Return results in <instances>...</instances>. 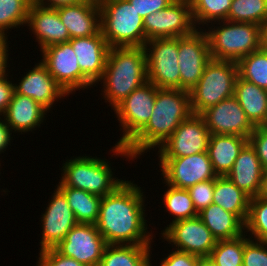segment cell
<instances>
[{"instance_id":"cell-29","label":"cell","mask_w":267,"mask_h":266,"mask_svg":"<svg viewBox=\"0 0 267 266\" xmlns=\"http://www.w3.org/2000/svg\"><path fill=\"white\" fill-rule=\"evenodd\" d=\"M151 245L108 244L98 266H151Z\"/></svg>"},{"instance_id":"cell-37","label":"cell","mask_w":267,"mask_h":266,"mask_svg":"<svg viewBox=\"0 0 267 266\" xmlns=\"http://www.w3.org/2000/svg\"><path fill=\"white\" fill-rule=\"evenodd\" d=\"M246 232H250L251 239L267 242V199L257 196L250 199L245 222Z\"/></svg>"},{"instance_id":"cell-25","label":"cell","mask_w":267,"mask_h":266,"mask_svg":"<svg viewBox=\"0 0 267 266\" xmlns=\"http://www.w3.org/2000/svg\"><path fill=\"white\" fill-rule=\"evenodd\" d=\"M248 138L237 135L212 134L208 144V155L217 176H226L231 170Z\"/></svg>"},{"instance_id":"cell-19","label":"cell","mask_w":267,"mask_h":266,"mask_svg":"<svg viewBox=\"0 0 267 266\" xmlns=\"http://www.w3.org/2000/svg\"><path fill=\"white\" fill-rule=\"evenodd\" d=\"M14 86L16 93L32 98L48 111L58 99L68 96L41 61Z\"/></svg>"},{"instance_id":"cell-26","label":"cell","mask_w":267,"mask_h":266,"mask_svg":"<svg viewBox=\"0 0 267 266\" xmlns=\"http://www.w3.org/2000/svg\"><path fill=\"white\" fill-rule=\"evenodd\" d=\"M234 96L251 124L254 127L262 126L267 117V90L238 76Z\"/></svg>"},{"instance_id":"cell-45","label":"cell","mask_w":267,"mask_h":266,"mask_svg":"<svg viewBox=\"0 0 267 266\" xmlns=\"http://www.w3.org/2000/svg\"><path fill=\"white\" fill-rule=\"evenodd\" d=\"M7 35H3V34H0V76H4V75H7L6 74V70H7V63L9 60H8V51L7 49L8 48V45L7 44L8 42V39H7Z\"/></svg>"},{"instance_id":"cell-11","label":"cell","mask_w":267,"mask_h":266,"mask_svg":"<svg viewBox=\"0 0 267 266\" xmlns=\"http://www.w3.org/2000/svg\"><path fill=\"white\" fill-rule=\"evenodd\" d=\"M143 28L147 41L187 36L197 29L189 0H175L165 9L151 13L143 19Z\"/></svg>"},{"instance_id":"cell-34","label":"cell","mask_w":267,"mask_h":266,"mask_svg":"<svg viewBox=\"0 0 267 266\" xmlns=\"http://www.w3.org/2000/svg\"><path fill=\"white\" fill-rule=\"evenodd\" d=\"M166 185L168 189L164 192L163 202L166 210L174 217L172 222L197 217L198 212L194 207L188 190L176 188L169 184Z\"/></svg>"},{"instance_id":"cell-52","label":"cell","mask_w":267,"mask_h":266,"mask_svg":"<svg viewBox=\"0 0 267 266\" xmlns=\"http://www.w3.org/2000/svg\"><path fill=\"white\" fill-rule=\"evenodd\" d=\"M90 1H93V2H96V3H100L101 0H90Z\"/></svg>"},{"instance_id":"cell-16","label":"cell","mask_w":267,"mask_h":266,"mask_svg":"<svg viewBox=\"0 0 267 266\" xmlns=\"http://www.w3.org/2000/svg\"><path fill=\"white\" fill-rule=\"evenodd\" d=\"M108 244L95 224L77 223L55 249L86 266H98Z\"/></svg>"},{"instance_id":"cell-20","label":"cell","mask_w":267,"mask_h":266,"mask_svg":"<svg viewBox=\"0 0 267 266\" xmlns=\"http://www.w3.org/2000/svg\"><path fill=\"white\" fill-rule=\"evenodd\" d=\"M81 72L94 84L104 73L108 51L110 49L101 31L92 36L72 38L69 40Z\"/></svg>"},{"instance_id":"cell-39","label":"cell","mask_w":267,"mask_h":266,"mask_svg":"<svg viewBox=\"0 0 267 266\" xmlns=\"http://www.w3.org/2000/svg\"><path fill=\"white\" fill-rule=\"evenodd\" d=\"M214 187L215 179H211L197 183L187 189L198 213L213 203Z\"/></svg>"},{"instance_id":"cell-43","label":"cell","mask_w":267,"mask_h":266,"mask_svg":"<svg viewBox=\"0 0 267 266\" xmlns=\"http://www.w3.org/2000/svg\"><path fill=\"white\" fill-rule=\"evenodd\" d=\"M198 258V256L174 249L161 261L160 266H197Z\"/></svg>"},{"instance_id":"cell-48","label":"cell","mask_w":267,"mask_h":266,"mask_svg":"<svg viewBox=\"0 0 267 266\" xmlns=\"http://www.w3.org/2000/svg\"><path fill=\"white\" fill-rule=\"evenodd\" d=\"M257 197L267 199V171H264L262 175L261 186Z\"/></svg>"},{"instance_id":"cell-6","label":"cell","mask_w":267,"mask_h":266,"mask_svg":"<svg viewBox=\"0 0 267 266\" xmlns=\"http://www.w3.org/2000/svg\"><path fill=\"white\" fill-rule=\"evenodd\" d=\"M105 160L86 155L67 160L57 187H74L100 197L113 193L126 180L113 178L110 161Z\"/></svg>"},{"instance_id":"cell-3","label":"cell","mask_w":267,"mask_h":266,"mask_svg":"<svg viewBox=\"0 0 267 266\" xmlns=\"http://www.w3.org/2000/svg\"><path fill=\"white\" fill-rule=\"evenodd\" d=\"M100 81L103 98L113 110L133 90L148 81L145 48L111 47Z\"/></svg>"},{"instance_id":"cell-5","label":"cell","mask_w":267,"mask_h":266,"mask_svg":"<svg viewBox=\"0 0 267 266\" xmlns=\"http://www.w3.org/2000/svg\"><path fill=\"white\" fill-rule=\"evenodd\" d=\"M218 22L216 25L220 26L211 23L210 30H206L211 59L238 62L262 47L260 25L228 20Z\"/></svg>"},{"instance_id":"cell-38","label":"cell","mask_w":267,"mask_h":266,"mask_svg":"<svg viewBox=\"0 0 267 266\" xmlns=\"http://www.w3.org/2000/svg\"><path fill=\"white\" fill-rule=\"evenodd\" d=\"M244 233L243 266H267V242L246 238Z\"/></svg>"},{"instance_id":"cell-27","label":"cell","mask_w":267,"mask_h":266,"mask_svg":"<svg viewBox=\"0 0 267 266\" xmlns=\"http://www.w3.org/2000/svg\"><path fill=\"white\" fill-rule=\"evenodd\" d=\"M198 217L218 240L233 239L245 233V224L221 206L210 204L198 213Z\"/></svg>"},{"instance_id":"cell-12","label":"cell","mask_w":267,"mask_h":266,"mask_svg":"<svg viewBox=\"0 0 267 266\" xmlns=\"http://www.w3.org/2000/svg\"><path fill=\"white\" fill-rule=\"evenodd\" d=\"M192 34L178 37V65L180 89L191 91L203 75L206 64L211 60L209 41L204 28Z\"/></svg>"},{"instance_id":"cell-14","label":"cell","mask_w":267,"mask_h":266,"mask_svg":"<svg viewBox=\"0 0 267 266\" xmlns=\"http://www.w3.org/2000/svg\"><path fill=\"white\" fill-rule=\"evenodd\" d=\"M210 136L203 117L192 114L158 147V158H177L207 152Z\"/></svg>"},{"instance_id":"cell-30","label":"cell","mask_w":267,"mask_h":266,"mask_svg":"<svg viewBox=\"0 0 267 266\" xmlns=\"http://www.w3.org/2000/svg\"><path fill=\"white\" fill-rule=\"evenodd\" d=\"M57 188L65 195L77 223H97L102 197L74 187Z\"/></svg>"},{"instance_id":"cell-36","label":"cell","mask_w":267,"mask_h":266,"mask_svg":"<svg viewBox=\"0 0 267 266\" xmlns=\"http://www.w3.org/2000/svg\"><path fill=\"white\" fill-rule=\"evenodd\" d=\"M244 234L218 240L209 257L216 266H243Z\"/></svg>"},{"instance_id":"cell-2","label":"cell","mask_w":267,"mask_h":266,"mask_svg":"<svg viewBox=\"0 0 267 266\" xmlns=\"http://www.w3.org/2000/svg\"><path fill=\"white\" fill-rule=\"evenodd\" d=\"M192 114L188 91L158 88L150 120L125 146L129 156L137 159L148 152V149H157L173 134L180 123Z\"/></svg>"},{"instance_id":"cell-49","label":"cell","mask_w":267,"mask_h":266,"mask_svg":"<svg viewBox=\"0 0 267 266\" xmlns=\"http://www.w3.org/2000/svg\"><path fill=\"white\" fill-rule=\"evenodd\" d=\"M197 266H216L210 257H199Z\"/></svg>"},{"instance_id":"cell-32","label":"cell","mask_w":267,"mask_h":266,"mask_svg":"<svg viewBox=\"0 0 267 266\" xmlns=\"http://www.w3.org/2000/svg\"><path fill=\"white\" fill-rule=\"evenodd\" d=\"M189 2L195 26L200 29L198 25L204 26L213 22L216 24L220 20H227L232 0H189Z\"/></svg>"},{"instance_id":"cell-24","label":"cell","mask_w":267,"mask_h":266,"mask_svg":"<svg viewBox=\"0 0 267 266\" xmlns=\"http://www.w3.org/2000/svg\"><path fill=\"white\" fill-rule=\"evenodd\" d=\"M48 112L41 104L28 96L14 92L13 98L2 115L13 132L27 133L35 130L43 122Z\"/></svg>"},{"instance_id":"cell-28","label":"cell","mask_w":267,"mask_h":266,"mask_svg":"<svg viewBox=\"0 0 267 266\" xmlns=\"http://www.w3.org/2000/svg\"><path fill=\"white\" fill-rule=\"evenodd\" d=\"M251 197L239 189L226 176L215 178L213 204L235 214L244 224L246 222Z\"/></svg>"},{"instance_id":"cell-15","label":"cell","mask_w":267,"mask_h":266,"mask_svg":"<svg viewBox=\"0 0 267 266\" xmlns=\"http://www.w3.org/2000/svg\"><path fill=\"white\" fill-rule=\"evenodd\" d=\"M162 239L176 246L175 250L198 257H209L217 239L197 216L171 222L162 231Z\"/></svg>"},{"instance_id":"cell-47","label":"cell","mask_w":267,"mask_h":266,"mask_svg":"<svg viewBox=\"0 0 267 266\" xmlns=\"http://www.w3.org/2000/svg\"><path fill=\"white\" fill-rule=\"evenodd\" d=\"M80 1L82 0H31V3L45 7L57 8L63 5H73L79 3Z\"/></svg>"},{"instance_id":"cell-17","label":"cell","mask_w":267,"mask_h":266,"mask_svg":"<svg viewBox=\"0 0 267 266\" xmlns=\"http://www.w3.org/2000/svg\"><path fill=\"white\" fill-rule=\"evenodd\" d=\"M200 115L211 135L226 134L249 138L255 128L234 95L207 108Z\"/></svg>"},{"instance_id":"cell-22","label":"cell","mask_w":267,"mask_h":266,"mask_svg":"<svg viewBox=\"0 0 267 266\" xmlns=\"http://www.w3.org/2000/svg\"><path fill=\"white\" fill-rule=\"evenodd\" d=\"M56 9L71 39L96 35L101 31L99 3L82 0Z\"/></svg>"},{"instance_id":"cell-35","label":"cell","mask_w":267,"mask_h":266,"mask_svg":"<svg viewBox=\"0 0 267 266\" xmlns=\"http://www.w3.org/2000/svg\"><path fill=\"white\" fill-rule=\"evenodd\" d=\"M31 0H0V34L27 23Z\"/></svg>"},{"instance_id":"cell-9","label":"cell","mask_w":267,"mask_h":266,"mask_svg":"<svg viewBox=\"0 0 267 266\" xmlns=\"http://www.w3.org/2000/svg\"><path fill=\"white\" fill-rule=\"evenodd\" d=\"M144 48L148 81L157 88L180 89L178 37L152 39Z\"/></svg>"},{"instance_id":"cell-40","label":"cell","mask_w":267,"mask_h":266,"mask_svg":"<svg viewBox=\"0 0 267 266\" xmlns=\"http://www.w3.org/2000/svg\"><path fill=\"white\" fill-rule=\"evenodd\" d=\"M37 266H86L71 257L60 254L55 248L39 252Z\"/></svg>"},{"instance_id":"cell-1","label":"cell","mask_w":267,"mask_h":266,"mask_svg":"<svg viewBox=\"0 0 267 266\" xmlns=\"http://www.w3.org/2000/svg\"><path fill=\"white\" fill-rule=\"evenodd\" d=\"M134 182L125 181L113 193L102 197L95 224L107 244H151L147 231L144 193ZM147 231V232H146Z\"/></svg>"},{"instance_id":"cell-4","label":"cell","mask_w":267,"mask_h":266,"mask_svg":"<svg viewBox=\"0 0 267 266\" xmlns=\"http://www.w3.org/2000/svg\"><path fill=\"white\" fill-rule=\"evenodd\" d=\"M101 33L109 47H144L143 18L128 0H101Z\"/></svg>"},{"instance_id":"cell-50","label":"cell","mask_w":267,"mask_h":266,"mask_svg":"<svg viewBox=\"0 0 267 266\" xmlns=\"http://www.w3.org/2000/svg\"><path fill=\"white\" fill-rule=\"evenodd\" d=\"M262 47L267 50V22L262 26Z\"/></svg>"},{"instance_id":"cell-21","label":"cell","mask_w":267,"mask_h":266,"mask_svg":"<svg viewBox=\"0 0 267 266\" xmlns=\"http://www.w3.org/2000/svg\"><path fill=\"white\" fill-rule=\"evenodd\" d=\"M26 25L34 33L41 50L53 44L69 42L71 39L56 8L32 3Z\"/></svg>"},{"instance_id":"cell-44","label":"cell","mask_w":267,"mask_h":266,"mask_svg":"<svg viewBox=\"0 0 267 266\" xmlns=\"http://www.w3.org/2000/svg\"><path fill=\"white\" fill-rule=\"evenodd\" d=\"M9 75L0 76V116L4 114L8 108L14 92L15 86L12 81L7 80Z\"/></svg>"},{"instance_id":"cell-42","label":"cell","mask_w":267,"mask_h":266,"mask_svg":"<svg viewBox=\"0 0 267 266\" xmlns=\"http://www.w3.org/2000/svg\"><path fill=\"white\" fill-rule=\"evenodd\" d=\"M144 19L151 13L165 9L175 0H128Z\"/></svg>"},{"instance_id":"cell-33","label":"cell","mask_w":267,"mask_h":266,"mask_svg":"<svg viewBox=\"0 0 267 266\" xmlns=\"http://www.w3.org/2000/svg\"><path fill=\"white\" fill-rule=\"evenodd\" d=\"M227 20L262 27L267 22V0H232Z\"/></svg>"},{"instance_id":"cell-41","label":"cell","mask_w":267,"mask_h":266,"mask_svg":"<svg viewBox=\"0 0 267 266\" xmlns=\"http://www.w3.org/2000/svg\"><path fill=\"white\" fill-rule=\"evenodd\" d=\"M248 142L255 149L264 171H267V129L261 126L255 127L248 138Z\"/></svg>"},{"instance_id":"cell-7","label":"cell","mask_w":267,"mask_h":266,"mask_svg":"<svg viewBox=\"0 0 267 266\" xmlns=\"http://www.w3.org/2000/svg\"><path fill=\"white\" fill-rule=\"evenodd\" d=\"M158 88L147 81L142 86L133 90L123 101H121L113 110L122 127V137L111 150L113 155H120L128 158L129 156L125 146L146 126L150 120Z\"/></svg>"},{"instance_id":"cell-13","label":"cell","mask_w":267,"mask_h":266,"mask_svg":"<svg viewBox=\"0 0 267 266\" xmlns=\"http://www.w3.org/2000/svg\"><path fill=\"white\" fill-rule=\"evenodd\" d=\"M159 166L164 182L176 188L189 189L197 183L215 179L208 152L177 158H160Z\"/></svg>"},{"instance_id":"cell-23","label":"cell","mask_w":267,"mask_h":266,"mask_svg":"<svg viewBox=\"0 0 267 266\" xmlns=\"http://www.w3.org/2000/svg\"><path fill=\"white\" fill-rule=\"evenodd\" d=\"M264 169L255 149L248 142L226 177L251 198L258 195Z\"/></svg>"},{"instance_id":"cell-31","label":"cell","mask_w":267,"mask_h":266,"mask_svg":"<svg viewBox=\"0 0 267 266\" xmlns=\"http://www.w3.org/2000/svg\"><path fill=\"white\" fill-rule=\"evenodd\" d=\"M238 76L267 90V50L261 47L237 62Z\"/></svg>"},{"instance_id":"cell-46","label":"cell","mask_w":267,"mask_h":266,"mask_svg":"<svg viewBox=\"0 0 267 266\" xmlns=\"http://www.w3.org/2000/svg\"><path fill=\"white\" fill-rule=\"evenodd\" d=\"M11 129L3 120L2 117H0V154L6 151V148H8V145H10L11 142Z\"/></svg>"},{"instance_id":"cell-8","label":"cell","mask_w":267,"mask_h":266,"mask_svg":"<svg viewBox=\"0 0 267 266\" xmlns=\"http://www.w3.org/2000/svg\"><path fill=\"white\" fill-rule=\"evenodd\" d=\"M237 77V62L211 59L197 85L189 91L193 114H201L233 96Z\"/></svg>"},{"instance_id":"cell-10","label":"cell","mask_w":267,"mask_h":266,"mask_svg":"<svg viewBox=\"0 0 267 266\" xmlns=\"http://www.w3.org/2000/svg\"><path fill=\"white\" fill-rule=\"evenodd\" d=\"M40 51L43 55L41 62L68 95L94 85L81 72L70 42L53 44Z\"/></svg>"},{"instance_id":"cell-18","label":"cell","mask_w":267,"mask_h":266,"mask_svg":"<svg viewBox=\"0 0 267 266\" xmlns=\"http://www.w3.org/2000/svg\"><path fill=\"white\" fill-rule=\"evenodd\" d=\"M40 251L55 248L77 224L65 195L56 188L41 217Z\"/></svg>"},{"instance_id":"cell-51","label":"cell","mask_w":267,"mask_h":266,"mask_svg":"<svg viewBox=\"0 0 267 266\" xmlns=\"http://www.w3.org/2000/svg\"><path fill=\"white\" fill-rule=\"evenodd\" d=\"M261 127L267 129V117H266V119H265V121H264V123L262 124Z\"/></svg>"}]
</instances>
